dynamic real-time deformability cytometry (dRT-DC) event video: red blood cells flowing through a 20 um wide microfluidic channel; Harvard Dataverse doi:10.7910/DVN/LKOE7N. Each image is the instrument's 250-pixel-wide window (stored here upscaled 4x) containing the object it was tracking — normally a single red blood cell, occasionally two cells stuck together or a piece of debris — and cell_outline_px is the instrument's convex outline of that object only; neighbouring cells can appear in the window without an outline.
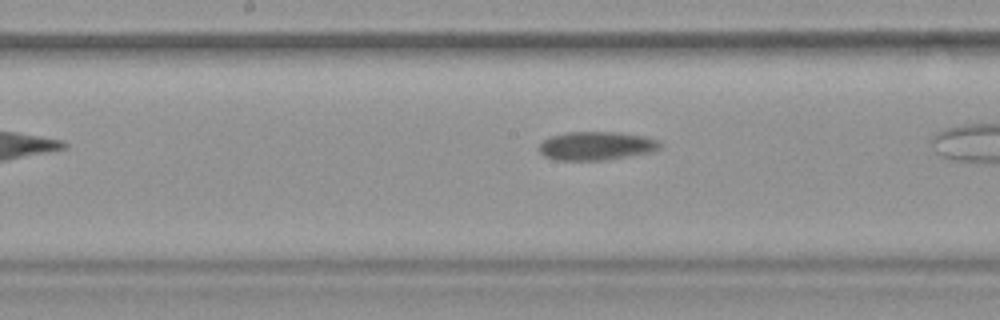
{"species": "common noctule bat (a hibernating species)", "species_latin": "Nyctalus noctula", "temperature_condition": "warm", "stored_images_in_passage": 27, "camera_frame_rate_fps": 3000, "um_per_image_px": 0.085, "animal": {"sex": "female", "body_mass_g": 19.9}, "frame": {"image": 1, "passage_image": 12, "time_ms": 3.667, "image_size_px": [1000, 320], "cell_outline_px": [[664, 144], [656, 152], [608, 160], [556, 160], [544, 156], [540, 152], [540, 144], [548, 136], [568, 132], [616, 132], [644, 136], [660, 140]], "centroid_in_image_um": [50.76, 12.4], "position_along_channel_um": 197.4, "area_um2": 20.52}}